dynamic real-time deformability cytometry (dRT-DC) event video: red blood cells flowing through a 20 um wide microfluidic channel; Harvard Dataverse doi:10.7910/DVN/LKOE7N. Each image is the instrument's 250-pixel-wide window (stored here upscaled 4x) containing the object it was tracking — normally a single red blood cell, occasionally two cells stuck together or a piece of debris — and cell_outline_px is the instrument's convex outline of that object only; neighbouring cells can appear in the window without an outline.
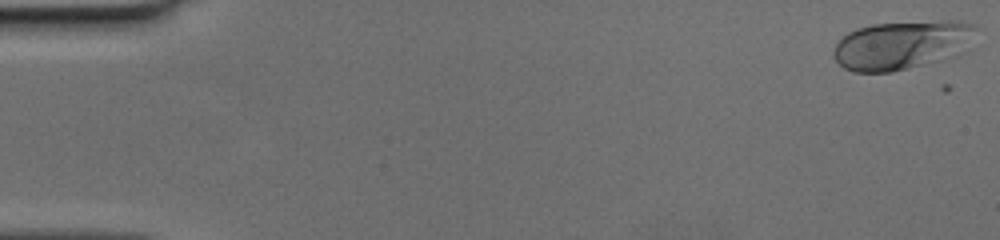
{"species": "human", "species_latin": "Homo sapiens", "temperature_condition": "cold", "stored_images_in_passage": 49, "camera_frame_rate_fps": 3000, "um_per_image_px": 0.085, "donor": {"sex": "female"}, "frame": {"image": 1, "passage_image": 1, "time_ms": 0.0, "image_size_px": [1000, 240], "cell_outline_px": [[980, 28], [956, 56], [892, 72], [856, 72], [844, 68], [832, 56], [832, 52], [836, 44], [848, 32], [856, 28], [872, 24], [948, 20], [956, 20], [976, 24]], "centroid_in_image_um": [76.65, 3.81], "position_along_channel_um": 8.3, "area_um2": 40.46}}
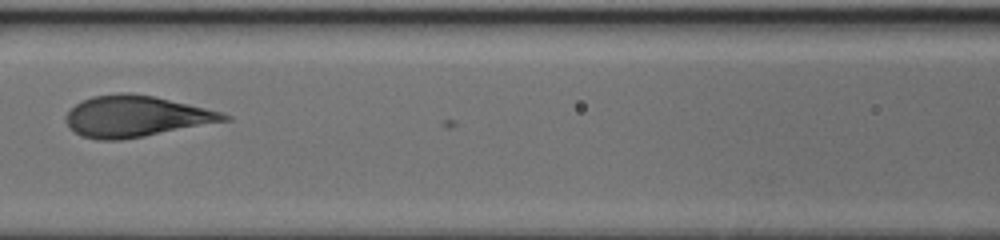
{"frame": {"image": 2, "passage_image": 23, "time_ms": 7.333, "image_size_px": [1000, 240], "cell_outline_px": [[232, 120], [144, 136], [120, 140], [96, 140], [84, 136], [76, 132], [64, 120], [68, 112], [76, 104], [92, 96], [120, 92], [128, 92], [156, 96], [220, 112], [232, 116]], "centroid_in_image_um": [11.57, 9.88], "position_along_channel_um": 155.0, "area_um2": 37.74}}
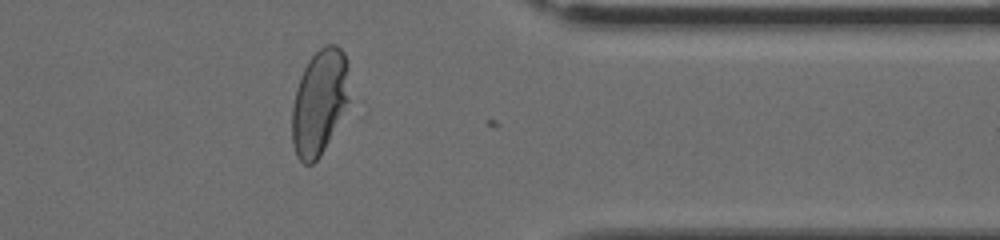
{"frame": {"image": 3, "passage_image": 40, "time_ms": 13.0, "image_size_px": [1000, 240], "cell_outline_px": [[348, 100], [320, 156], [312, 164], [304, 164], [296, 156], [292, 144], [292, 108], [296, 88], [300, 76], [308, 60], [324, 44], [336, 44], [344, 52], [348, 60]], "centroid_in_image_um": [27.12, 8.64], "position_along_channel_um": 384.3, "area_um2": 34.85}}